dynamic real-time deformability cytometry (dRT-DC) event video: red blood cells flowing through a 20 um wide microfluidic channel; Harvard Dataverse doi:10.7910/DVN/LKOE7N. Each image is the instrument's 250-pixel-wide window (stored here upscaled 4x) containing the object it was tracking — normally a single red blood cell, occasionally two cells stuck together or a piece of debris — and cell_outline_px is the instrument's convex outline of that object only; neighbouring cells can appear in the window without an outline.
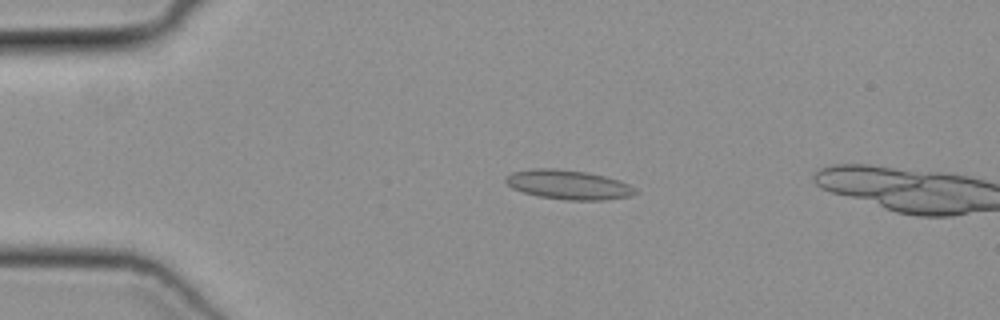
{"species": "common noctule bat (a hibernating species)", "species_latin": "Nyctalus noctula", "temperature_condition": "cold", "stored_images_in_passage": 6, "camera_frame_rate_fps": 3000, "um_per_image_px": 0.085, "animal": {"sex": "female", "body_mass_g": 19.3, "forearm_length_mm": 54.1}, "frame": {"image": 1, "passage_image": 4, "time_ms": 1.0, "image_size_px": [1000, 320], "cell_outline_px": [[636, 192], [628, 196], [604, 200], [568, 200], [540, 196], [524, 192], [512, 188], [504, 180], [512, 172], [536, 168], [552, 168], [588, 172], [620, 180], [636, 188]], "centroid_in_image_um": [48.32, 15.69], "position_along_channel_um": 36.7, "area_um2": 21.91}}